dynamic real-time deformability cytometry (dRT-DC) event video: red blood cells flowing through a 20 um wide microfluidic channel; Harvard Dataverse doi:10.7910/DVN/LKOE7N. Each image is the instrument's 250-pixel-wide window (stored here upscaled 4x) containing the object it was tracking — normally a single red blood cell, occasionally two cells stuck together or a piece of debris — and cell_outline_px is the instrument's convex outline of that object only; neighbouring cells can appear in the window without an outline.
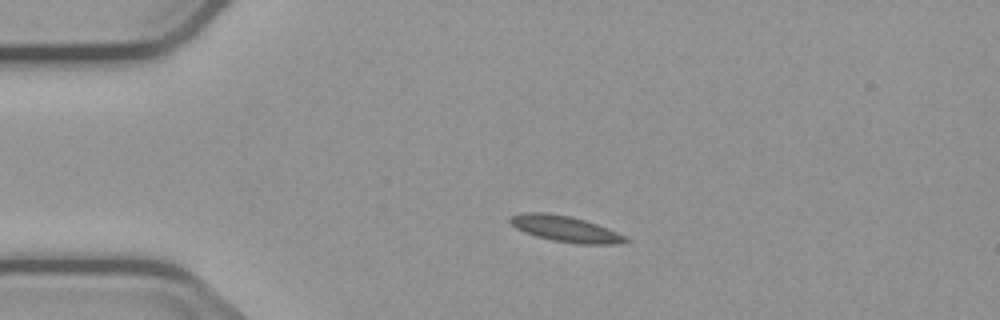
{"species": "common noctule bat (a hibernating species)", "species_latin": "Nyctalus noctula", "temperature_condition": "cold", "stored_images_in_passage": 4, "camera_frame_rate_fps": 3000, "um_per_image_px": 0.085, "animal": {"sex": "male", "body_mass_g": 23.1, "forearm_length_mm": 52.7}, "frame": {"image": 1, "passage_image": 3, "time_ms": 2.333, "image_size_px": [1000, 320], "cell_outline_px": [[632, 240], [612, 244], [576, 244], [552, 240], [536, 236], [524, 232], [516, 228], [508, 220], [512, 216], [524, 212], [544, 212], [568, 216], [584, 220], [608, 228]], "centroid_in_image_um": [48.03, 19.46], "position_along_channel_um": 37.0, "area_um2": 17.22}}